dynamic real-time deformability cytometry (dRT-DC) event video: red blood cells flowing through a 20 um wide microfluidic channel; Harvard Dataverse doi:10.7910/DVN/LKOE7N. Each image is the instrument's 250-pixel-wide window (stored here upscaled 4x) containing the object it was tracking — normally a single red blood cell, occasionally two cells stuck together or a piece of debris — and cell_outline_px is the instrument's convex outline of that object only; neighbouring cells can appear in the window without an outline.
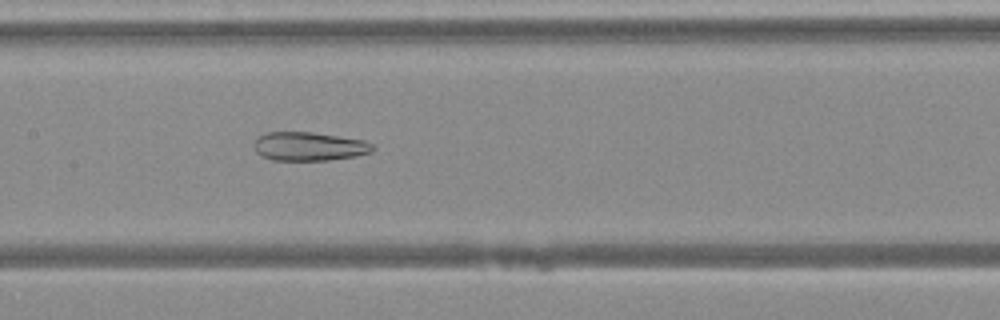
{"species": "Egyptian fruit bat (a non-hibernating species)", "species_latin": "Rousettus aegyptiacus", "temperature_condition": "warm", "stored_images_in_passage": 44, "camera_frame_rate_fps": 3000, "um_per_image_px": 0.085, "animal": {"sex": "female"}, "frame": {"image": 1, "passage_image": 22, "time_ms": 7.0, "image_size_px": [1000, 320], "cell_outline_px": [[376, 148], [372, 152], [356, 156], [328, 160], [272, 160], [260, 156], [256, 152], [252, 144], [256, 136], [264, 132], [312, 132], [364, 140], [372, 144]], "centroid_in_image_um": [26.22, 12.44], "position_along_channel_um": 181.2, "area_um2": 20.17}}
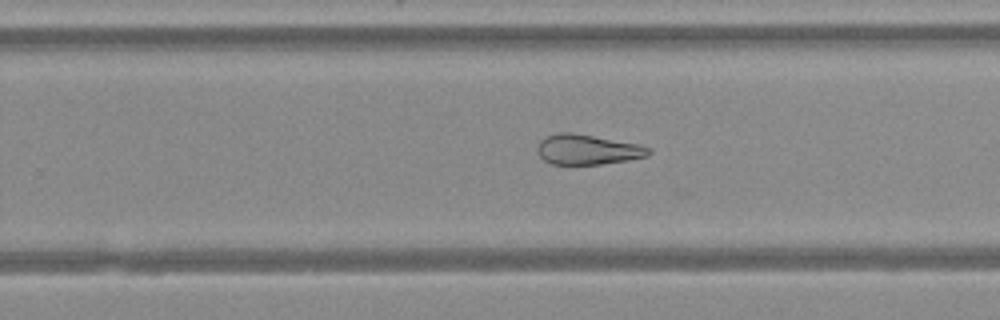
{"frame": {"image": 2, "passage_image": 29, "time_ms": 9.333, "image_size_px": [1000, 320], "cell_outline_px": [[652, 152], [648, 156], [628, 160], [600, 164], [552, 164], [544, 160], [536, 152], [536, 144], [544, 136], [556, 132], [572, 132], [640, 144], [652, 148]], "centroid_in_image_um": [49.92, 12.69], "position_along_channel_um": 279.9, "area_um2": 19.88}}
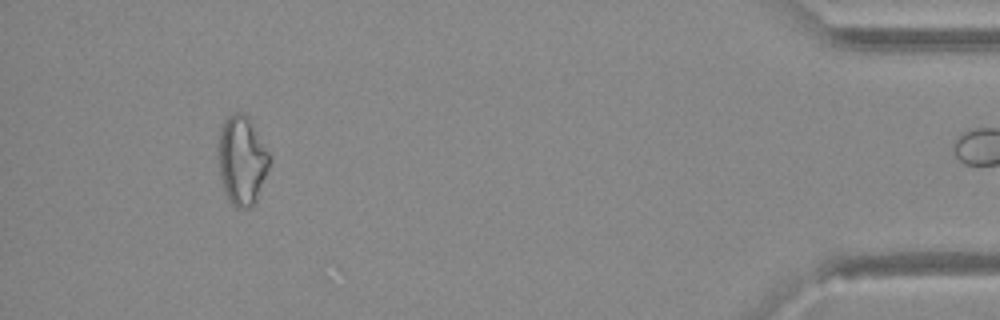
{"frame": {"image": 3, "passage_image": 43, "time_ms": 14.0, "image_size_px": [1000, 320], "cell_outline_px": [[272, 160], [256, 200], [252, 208], [244, 208], [232, 204], [224, 192], [220, 176], [216, 156], [216, 148], [220, 128], [224, 120], [228, 116], [236, 112], [240, 112], [248, 116], [268, 152]], "centroid_in_image_um": [20.52, 13.61], "position_along_channel_um": 414.7, "area_um2": 26.88}}